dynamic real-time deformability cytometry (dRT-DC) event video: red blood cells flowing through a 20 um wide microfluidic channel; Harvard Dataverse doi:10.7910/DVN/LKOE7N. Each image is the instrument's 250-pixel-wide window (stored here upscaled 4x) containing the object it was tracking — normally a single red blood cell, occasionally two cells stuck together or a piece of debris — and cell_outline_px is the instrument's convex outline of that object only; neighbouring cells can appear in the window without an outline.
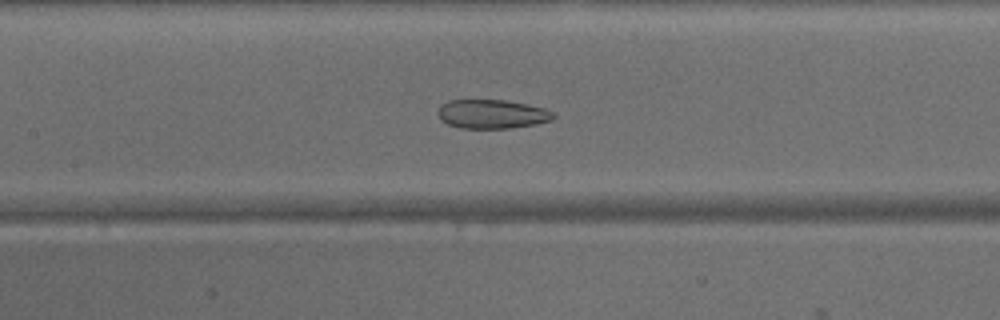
{"species": "common noctule bat (a hibernating species)", "species_latin": "Nyctalus noctula", "temperature_condition": "warm", "stored_images_in_passage": 48, "camera_frame_rate_fps": 3000, "um_per_image_px": 0.085, "animal": {"sex": "male", "body_mass_g": 15.6}, "frame": {"image": 1, "passage_image": 22, "time_ms": 7.0, "image_size_px": [1000, 320], "cell_outline_px": [[556, 116], [552, 120], [536, 124], [508, 128], [460, 128], [448, 124], [440, 120], [436, 112], [440, 104], [448, 100], [504, 100], [528, 104], [544, 108], [556, 112]], "centroid_in_image_um": [41.81, 9.69], "position_along_channel_um": 165.6, "area_um2": 19.77}}
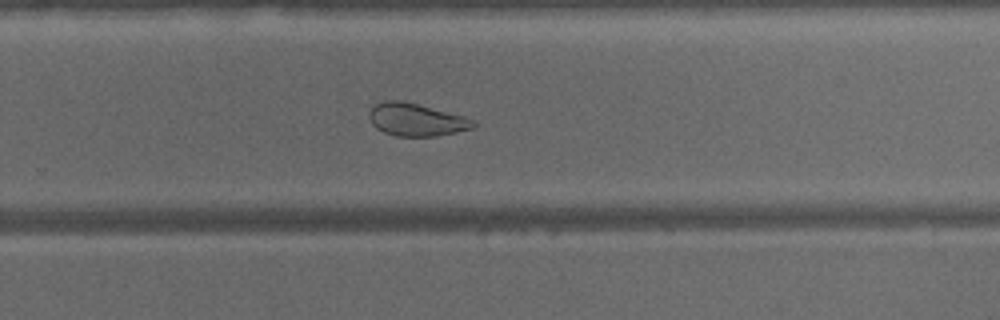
{"frame": {"image": 2, "passage_image": 31, "time_ms": 10.0, "image_size_px": [1000, 320], "cell_outline_px": [[476, 124], [472, 128], [456, 132], [436, 136], [396, 136], [384, 132], [376, 128], [372, 124], [368, 116], [368, 112], [376, 104], [384, 100], [400, 100], [468, 116], [476, 120]], "centroid_in_image_um": [35.4, 10.17], "position_along_channel_um": 294.4, "area_um2": 20.0}}
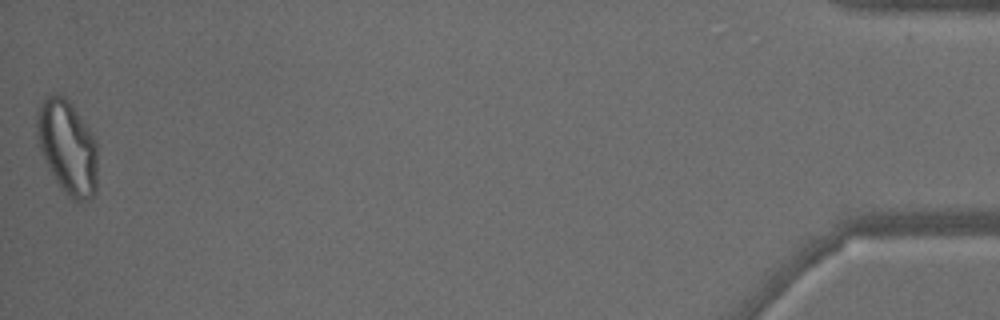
{"frame": {"image": 3, "passage_image": 47, "time_ms": 15.333, "image_size_px": [1000, 320], "cell_outline_px": [[96, 192], [88, 200], [80, 204], [72, 200], [60, 188], [48, 168], [44, 160], [36, 136], [36, 112], [48, 92], [60, 92], [68, 100], [88, 128], [96, 140]], "centroid_in_image_um": [5.7, 12.51], "position_along_channel_um": 429.5, "area_um2": 33.64}}